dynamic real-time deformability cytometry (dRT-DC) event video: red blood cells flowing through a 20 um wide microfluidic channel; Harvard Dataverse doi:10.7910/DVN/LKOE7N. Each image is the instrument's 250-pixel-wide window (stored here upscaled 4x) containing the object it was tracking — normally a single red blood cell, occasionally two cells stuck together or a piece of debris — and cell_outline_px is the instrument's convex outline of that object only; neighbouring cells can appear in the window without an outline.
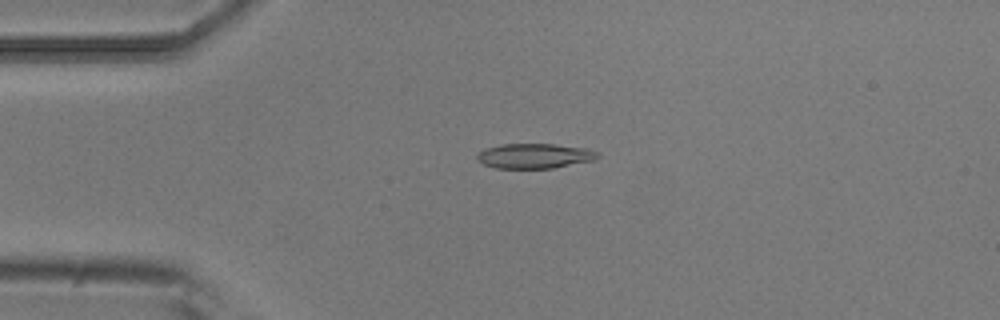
{"species": "common noctule bat (a hibernating species)", "species_latin": "Nyctalus noctula", "temperature_condition": "room temperature", "stored_images_in_passage": 8, "camera_frame_rate_fps": 3000, "um_per_image_px": 0.085, "animal": {"sex": "male", "body_mass_g": 20.5, "forearm_length_mm": 52.5}, "frame": {"image": 1, "passage_image": 3, "time_ms": 0.667, "image_size_px": [1000, 320], "cell_outline_px": [[600, 156], [596, 160], [552, 168], [496, 168], [484, 164], [476, 160], [476, 156], [480, 152], [488, 148], [500, 144], [556, 144], [584, 148], [600, 152]], "centroid_in_image_um": [45.48, 13.25], "position_along_channel_um": 39.5, "area_um2": 17.51}}
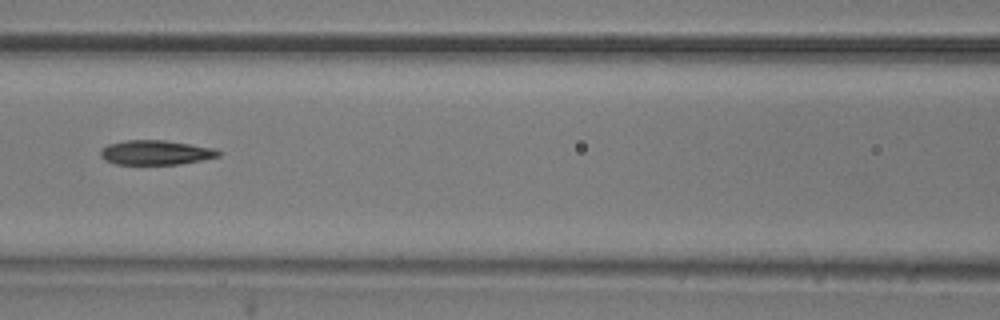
{"frame": {"image": 2, "passage_image": 6, "time_ms": 1.667, "image_size_px": [1000, 320], "cell_outline_px": [[220, 156], [180, 164], [116, 164], [104, 160], [100, 156], [100, 152], [108, 144], [124, 140], [164, 140], [216, 148], [220, 152]], "centroid_in_image_um": [13.23, 12.96], "position_along_channel_um": 153.4, "area_um2": 16.82}}
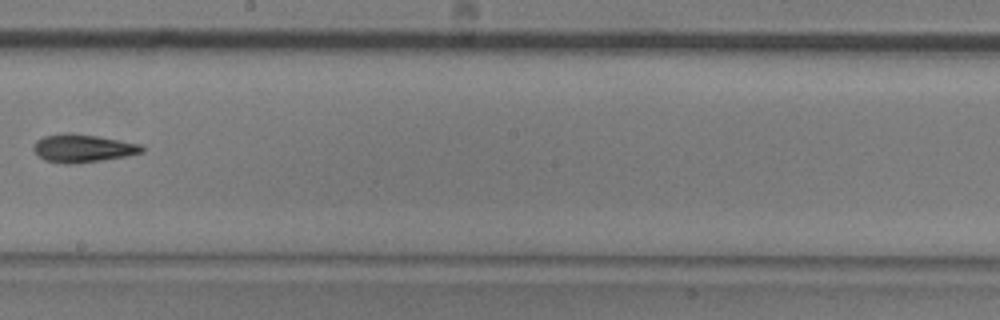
{"frame": {"image": 3, "passage_image": 8, "time_ms": 2.333, "image_size_px": [1000, 320], "cell_outline_px": [[144, 152], [124, 156], [100, 160], [72, 164], [64, 164], [44, 160], [32, 148], [36, 140], [44, 136], [68, 132], [96, 136], [144, 144]], "centroid_in_image_um": [7.04, 12.59], "position_along_channel_um": 241.2, "area_um2": 17.63}}